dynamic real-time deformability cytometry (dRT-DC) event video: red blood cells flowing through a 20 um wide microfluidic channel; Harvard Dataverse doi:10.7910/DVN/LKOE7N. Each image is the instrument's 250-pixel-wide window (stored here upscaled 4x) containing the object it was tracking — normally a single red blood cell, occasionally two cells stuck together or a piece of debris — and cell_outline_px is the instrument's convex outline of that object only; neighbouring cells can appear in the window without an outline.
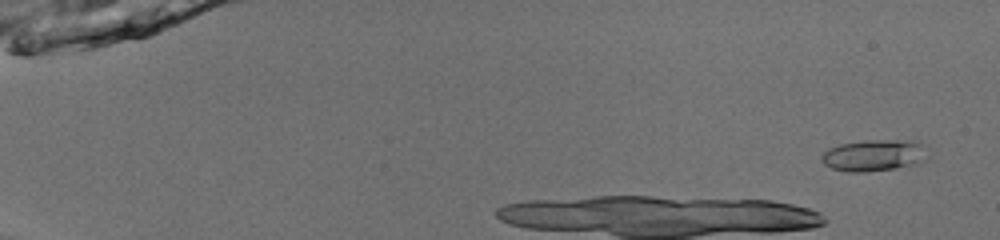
{"species": "common noctule bat (a hibernating species)", "species_latin": "Nyctalus noctula", "temperature_condition": "room temperature", "stored_images_in_passage": 12, "camera_frame_rate_fps": 3000, "um_per_image_px": 0.085, "animal": {"sex": "male", "body_mass_g": 13.0, "forearm_length_mm": 53.1}, "frame": {"image": 1, "passage_image": 3, "time_ms": 0.667, "image_size_px": [1000, 240], "cell_outline_px": [[924, 160], [912, 164], [896, 168], [864, 172], [848, 172], [832, 168], [824, 164], [820, 160], [820, 156], [828, 148], [840, 144], [864, 140], [912, 140], [920, 144]], "centroid_in_image_um": [74.16, 13.2], "position_along_channel_um": 10.8, "area_um2": 19.13}}
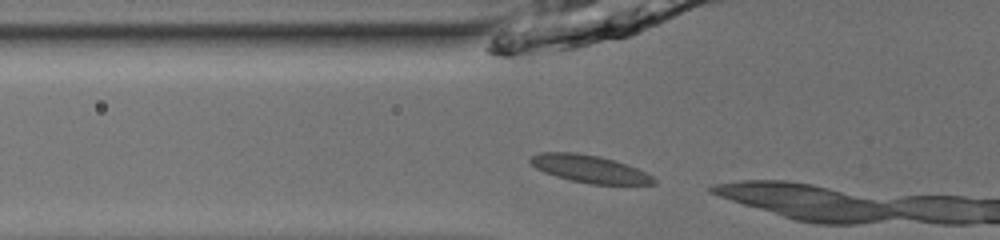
{"frame": {"image": 2, "passage_image": 10, "time_ms": 3.0, "image_size_px": [1000, 240], "cell_outline_px": [[656, 184], [592, 184], [572, 180], [556, 176], [544, 172], [536, 168], [528, 160], [532, 156], [540, 152], [576, 152], [600, 156], [628, 164], [652, 176], [656, 180]], "centroid_in_image_um": [50.1, 14.34], "position_along_channel_um": 75.7, "area_um2": 19.65}}